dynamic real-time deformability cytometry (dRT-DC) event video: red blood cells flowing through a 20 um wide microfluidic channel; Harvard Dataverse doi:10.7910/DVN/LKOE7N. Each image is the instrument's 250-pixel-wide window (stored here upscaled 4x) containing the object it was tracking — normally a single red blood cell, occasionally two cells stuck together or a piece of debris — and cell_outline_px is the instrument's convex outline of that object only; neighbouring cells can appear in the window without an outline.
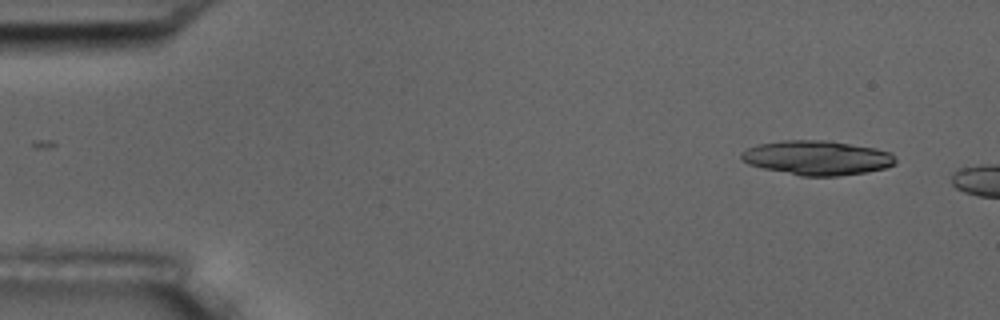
{"species": "common noctule bat (a hibernating species)", "species_latin": "Nyctalus noctula", "temperature_condition": "room temperature", "stored_images_in_passage": 3, "camera_frame_rate_fps": 3000, "um_per_image_px": 0.085, "animal": {"sex": "male", "body_mass_g": 17.5, "forearm_length_mm": 52.3}, "frame": {"image": 1, "passage_image": 1, "time_ms": 0.0, "image_size_px": [1000, 320], "cell_outline_px": [[896, 164], [888, 168], [868, 172], [836, 176], [800, 176], [764, 168], [748, 164], [740, 156], [740, 152], [748, 148], [760, 144], [784, 140], [828, 140], [876, 148], [892, 152], [896, 160]], "centroid_in_image_um": [69.51, 13.41], "position_along_channel_um": 15.5, "area_um2": 31.1}}